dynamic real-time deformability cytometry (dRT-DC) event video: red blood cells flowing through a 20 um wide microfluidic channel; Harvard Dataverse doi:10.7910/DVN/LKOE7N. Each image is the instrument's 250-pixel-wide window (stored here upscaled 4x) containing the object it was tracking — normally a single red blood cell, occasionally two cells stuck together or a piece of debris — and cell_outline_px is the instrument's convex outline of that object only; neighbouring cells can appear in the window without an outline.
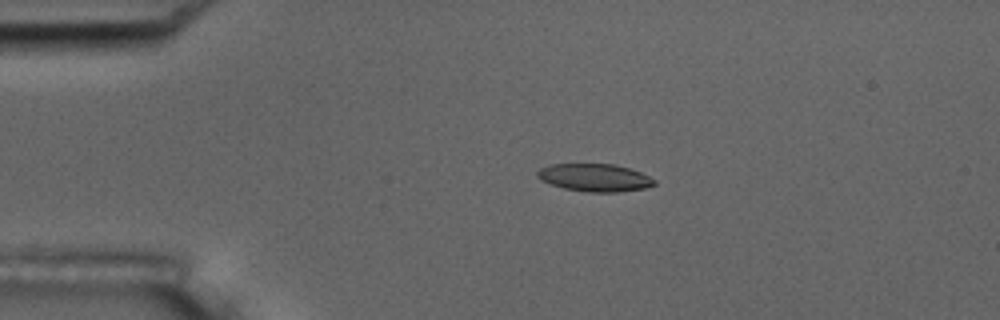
{"species": "common noctule bat (a hibernating species)", "species_latin": "Nyctalus noctula", "temperature_condition": "room temperature", "stored_images_in_passage": 4, "camera_frame_rate_fps": 3000, "um_per_image_px": 0.085, "animal": {"sex": "male", "body_mass_g": 17.5, "forearm_length_mm": 52.3}, "frame": {"image": 1, "passage_image": 3, "time_ms": 3.333, "image_size_px": [1000, 320], "cell_outline_px": [[656, 184], [644, 188], [616, 192], [588, 192], [564, 188], [540, 180], [536, 176], [536, 172], [540, 168], [548, 164], [616, 164], [640, 172], [656, 180]], "centroid_in_image_um": [50.52, 15.09], "position_along_channel_um": 34.5, "area_um2": 18.84}}